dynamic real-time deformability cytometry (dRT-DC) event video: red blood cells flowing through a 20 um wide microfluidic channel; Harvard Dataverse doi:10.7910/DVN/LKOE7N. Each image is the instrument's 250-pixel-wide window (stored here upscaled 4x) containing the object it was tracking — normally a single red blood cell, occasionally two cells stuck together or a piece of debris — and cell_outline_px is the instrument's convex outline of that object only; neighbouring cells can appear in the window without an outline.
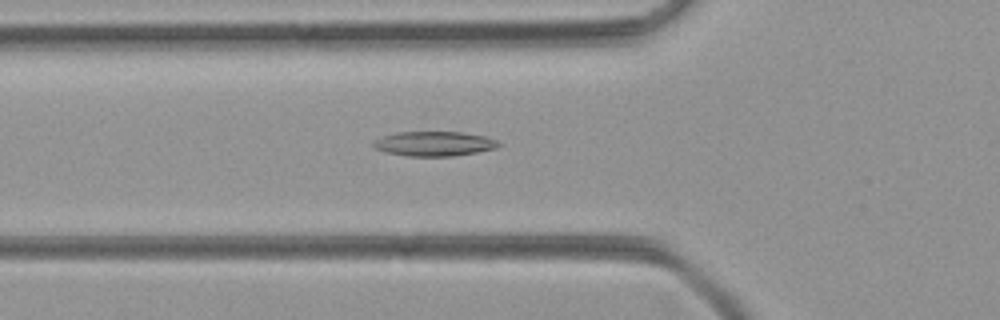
{"species": "common noctule bat (a hibernating species)", "species_latin": "Nyctalus noctula", "temperature_condition": "room temperature", "stored_images_in_passage": 50, "camera_frame_rate_fps": 3000, "um_per_image_px": 0.085, "animal": {"sex": "female", "body_mass_g": 21.9}, "frame": {"image": 1, "passage_image": 18, "time_ms": 5.667, "image_size_px": [1000, 320], "cell_outline_px": [[500, 144], [496, 148], [476, 152], [452, 156], [408, 156], [384, 152], [376, 148], [372, 144], [372, 140], [380, 136], [396, 132], [460, 132], [488, 136], [496, 140]], "centroid_in_image_um": [36.86, 12.21], "position_along_channel_um": 88.9, "area_um2": 18.09}}
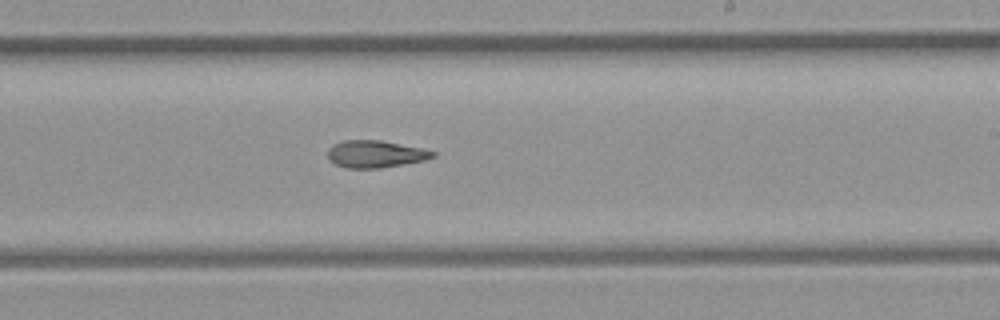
{"frame": {"image": 2, "passage_image": 30, "time_ms": 9.667, "image_size_px": [1000, 320], "cell_outline_px": [[436, 156], [424, 160], [404, 164], [380, 168], [344, 168], [328, 160], [328, 148], [332, 144], [344, 140], [380, 140], [424, 148], [436, 152]], "centroid_in_image_um": [31.9, 13.09], "position_along_channel_um": 257.1, "area_um2": 16.82}}
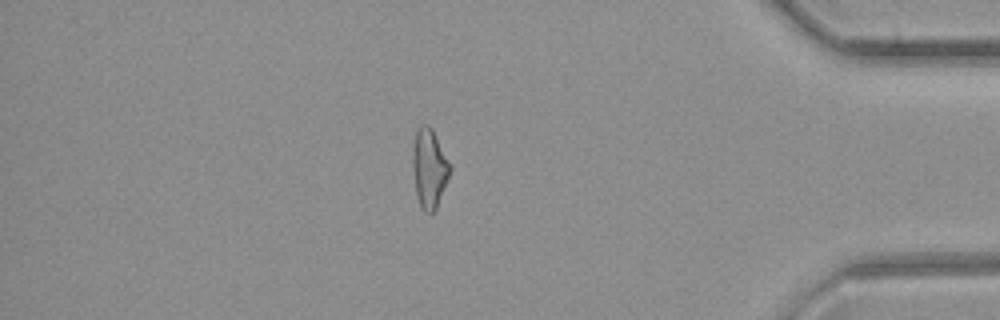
{"frame": {"image": 3, "passage_image": 43, "time_ms": 14.0, "image_size_px": [1000, 320], "cell_outline_px": [[452, 168], [436, 208], [432, 212], [424, 212], [420, 208], [416, 196], [412, 168], [412, 148], [416, 128], [420, 124], [428, 124], [432, 128], [452, 164]], "centroid_in_image_um": [36.47, 14.26], "position_along_channel_um": 398.7, "area_um2": 17.69}}